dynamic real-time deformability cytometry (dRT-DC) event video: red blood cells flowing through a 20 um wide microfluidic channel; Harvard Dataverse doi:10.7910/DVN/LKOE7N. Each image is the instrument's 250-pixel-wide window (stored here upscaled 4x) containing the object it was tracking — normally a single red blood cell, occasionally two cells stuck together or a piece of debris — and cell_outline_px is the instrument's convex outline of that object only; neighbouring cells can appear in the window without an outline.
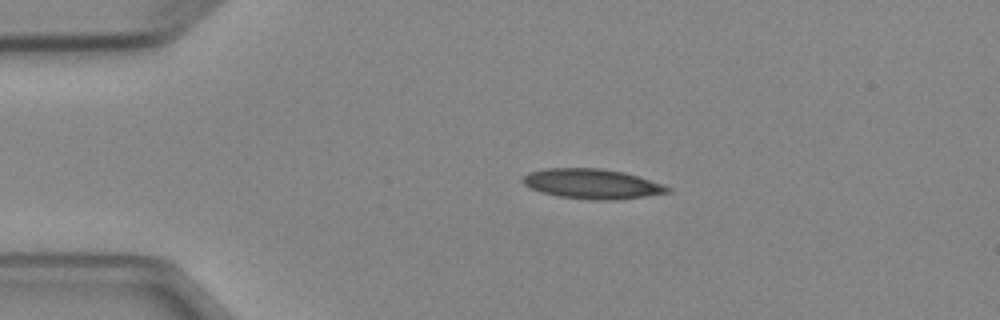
{"species": "Egyptian fruit bat (a non-hibernating species)", "species_latin": "Rousettus aegyptiacus", "temperature_condition": "cold", "stored_images_in_passage": 3, "camera_frame_rate_fps": 3000, "um_per_image_px": 0.085, "animal": {"sex": "female"}, "frame": {"image": 1, "passage_image": 2, "time_ms": 1.333, "image_size_px": [1000, 320], "cell_outline_px": [[672, 192], [616, 200], [592, 200], [560, 196], [544, 192], [532, 188], [524, 184], [520, 180], [528, 172], [544, 168], [600, 168], [624, 172], [664, 184], [672, 188]], "centroid_in_image_um": [50.36, 15.62], "position_along_channel_um": 34.6, "area_um2": 25.2}}